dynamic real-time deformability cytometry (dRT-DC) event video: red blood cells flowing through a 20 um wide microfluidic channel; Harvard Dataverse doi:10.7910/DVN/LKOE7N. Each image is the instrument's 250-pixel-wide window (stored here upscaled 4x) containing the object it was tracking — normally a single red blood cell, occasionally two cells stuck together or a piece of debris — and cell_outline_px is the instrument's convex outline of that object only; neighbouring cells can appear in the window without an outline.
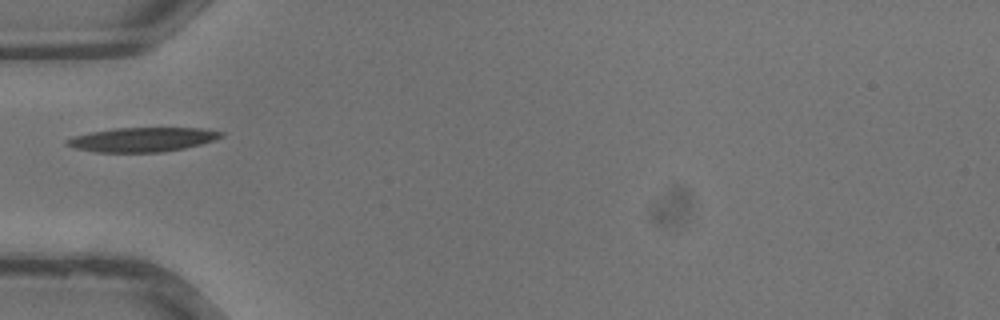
{"species": "common noctule bat (a hibernating species)", "species_latin": "Nyctalus noctula", "temperature_condition": "warm", "stored_images_in_passage": 11, "camera_frame_rate_fps": 3000, "um_per_image_px": 0.085, "animal": {"sex": "male", "body_mass_g": 13.3}, "frame": {"image": 1, "passage_image": 1, "time_ms": 0.0, "image_size_px": [1000, 320], "cell_outline_px": [[224, 136], [216, 140], [184, 148], [164, 152], [96, 152], [76, 148], [64, 144], [64, 140], [72, 136], [92, 132], [116, 128], [200, 128], [224, 132]], "centroid_in_image_um": [12.11, 11.86], "position_along_channel_um": 72.9, "area_um2": 21.85}}
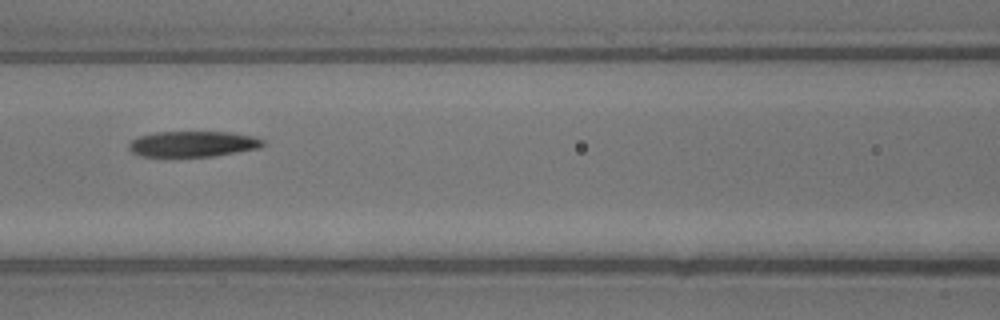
{"frame": {"image": 2, "passage_image": 5, "time_ms": 1.333, "image_size_px": [1000, 320], "cell_outline_px": [[264, 144], [260, 148], [212, 156], [140, 156], [132, 152], [128, 148], [128, 144], [132, 140], [140, 136], [156, 132], [228, 132], [252, 136], [264, 140]], "centroid_in_image_um": [16.38, 12.23], "position_along_channel_um": 150.2, "area_um2": 19.88}}
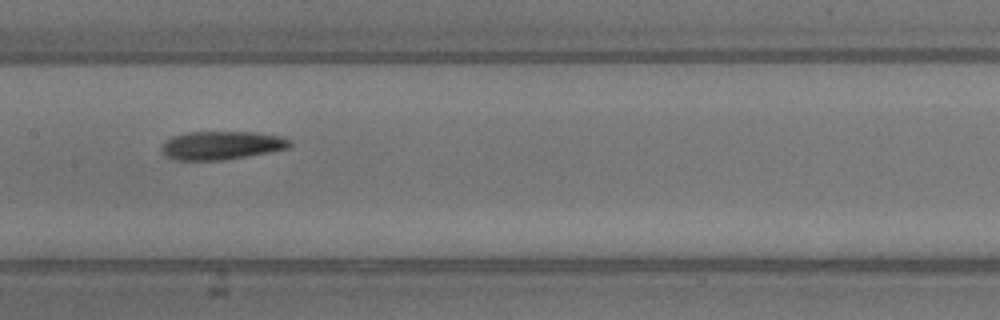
{"frame": {"image": 3, "passage_image": 7, "time_ms": 2.0, "image_size_px": [1000, 320], "cell_outline_px": [[292, 144], [288, 148], [268, 152], [224, 160], [176, 160], [164, 156], [160, 148], [172, 136], [188, 132], [256, 132], [284, 136], [292, 140]], "centroid_in_image_um": [18.86, 12.35], "position_along_channel_um": 188.5, "area_um2": 21.33}}